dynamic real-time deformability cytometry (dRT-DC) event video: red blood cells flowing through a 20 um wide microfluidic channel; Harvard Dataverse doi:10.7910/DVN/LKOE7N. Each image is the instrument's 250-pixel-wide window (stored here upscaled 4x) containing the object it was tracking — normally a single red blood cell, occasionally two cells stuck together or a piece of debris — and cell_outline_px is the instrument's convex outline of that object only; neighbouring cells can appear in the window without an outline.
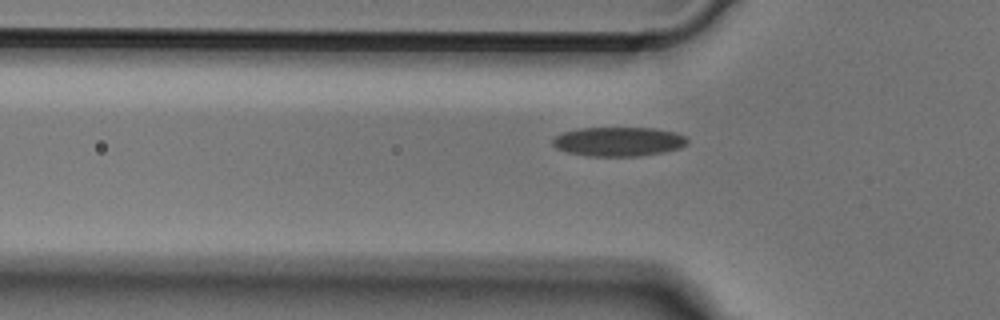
{"species": "Egyptian fruit bat (a non-hibernating species)", "species_latin": "Rousettus aegyptiacus", "temperature_condition": "cold", "stored_images_in_passage": 34, "camera_frame_rate_fps": 3000, "um_per_image_px": 0.085, "animal": {"sex": "male"}, "frame": {"image": 1, "passage_image": 3, "time_ms": 0.667, "image_size_px": [1000, 320], "cell_outline_px": [[688, 144], [680, 148], [664, 152], [640, 156], [588, 156], [568, 152], [556, 148], [552, 144], [552, 140], [556, 136], [564, 132], [580, 128], [652, 128], [676, 132], [684, 136], [688, 140]], "centroid_in_image_um": [52.59, 12.04], "position_along_channel_um": 73.2, "area_um2": 22.95}}
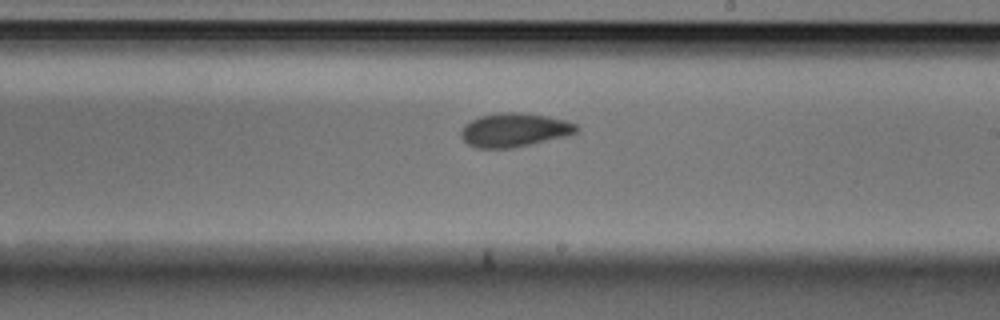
{"frame": {"image": 2, "passage_image": 16, "time_ms": 5.0, "image_size_px": [1000, 320], "cell_outline_px": [[580, 132], [568, 136], [532, 144], [512, 148], [476, 148], [468, 144], [460, 136], [460, 132], [464, 124], [480, 116], [504, 112], [512, 112], [544, 116], [564, 120], [576, 124], [580, 128]], "centroid_in_image_um": [43.73, 11.07], "position_along_channel_um": 245.3, "area_um2": 22.72}}
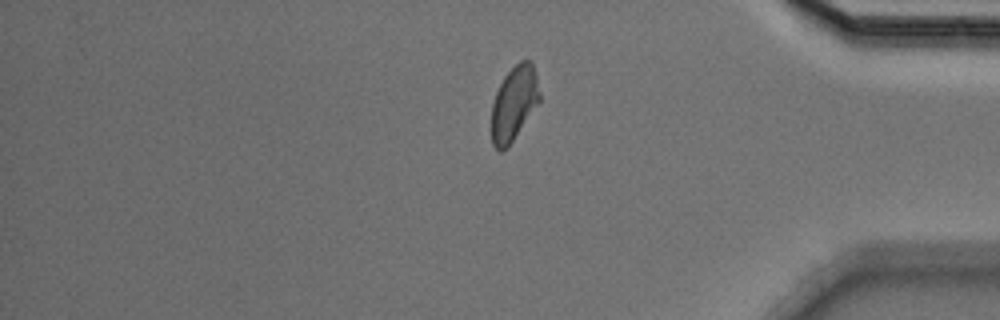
{"frame": {"image": 3, "passage_image": 29, "time_ms": 9.333, "image_size_px": [1000, 320], "cell_outline_px": [[540, 100], [508, 148], [500, 152], [492, 144], [492, 104], [496, 92], [504, 76], [520, 60], [528, 60], [532, 64], [536, 76], [540, 92]], "centroid_in_image_um": [43.68, 8.81], "position_along_channel_um": 391.5, "area_um2": 20.63}}